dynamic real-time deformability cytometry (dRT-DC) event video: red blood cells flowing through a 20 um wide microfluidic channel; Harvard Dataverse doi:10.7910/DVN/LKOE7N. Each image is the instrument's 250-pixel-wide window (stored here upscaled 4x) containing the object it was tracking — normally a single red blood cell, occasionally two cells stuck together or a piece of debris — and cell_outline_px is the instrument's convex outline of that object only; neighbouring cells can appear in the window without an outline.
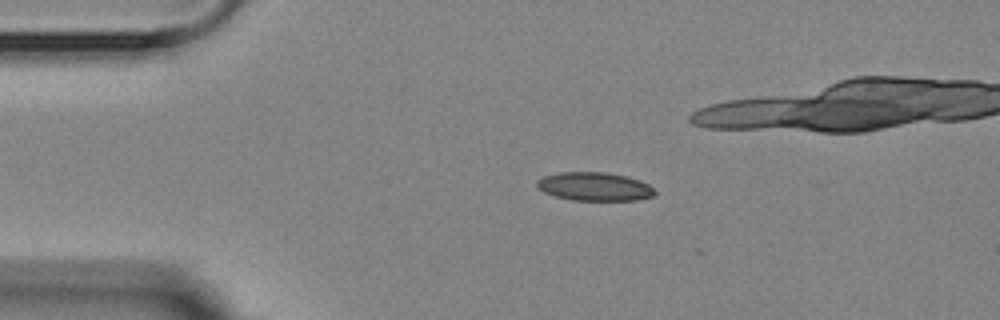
{"species": "Egyptian fruit bat (a non-hibernating species)", "species_latin": "Rousettus aegyptiacus", "temperature_condition": "room temperature", "stored_images_in_passage": 6, "camera_frame_rate_fps": 3000, "um_per_image_px": 0.085, "animal": {"sex": "female"}, "frame": {"image": 1, "passage_image": 2, "time_ms": 1.333, "image_size_px": [1000, 320], "cell_outline_px": [[656, 192], [652, 196], [636, 200], [572, 200], [556, 196], [544, 192], [536, 188], [536, 180], [544, 176], [556, 172], [608, 172], [628, 176], [640, 180], [648, 184]], "centroid_in_image_um": [50.5, 15.84], "position_along_channel_um": 34.5, "area_um2": 19.71}}